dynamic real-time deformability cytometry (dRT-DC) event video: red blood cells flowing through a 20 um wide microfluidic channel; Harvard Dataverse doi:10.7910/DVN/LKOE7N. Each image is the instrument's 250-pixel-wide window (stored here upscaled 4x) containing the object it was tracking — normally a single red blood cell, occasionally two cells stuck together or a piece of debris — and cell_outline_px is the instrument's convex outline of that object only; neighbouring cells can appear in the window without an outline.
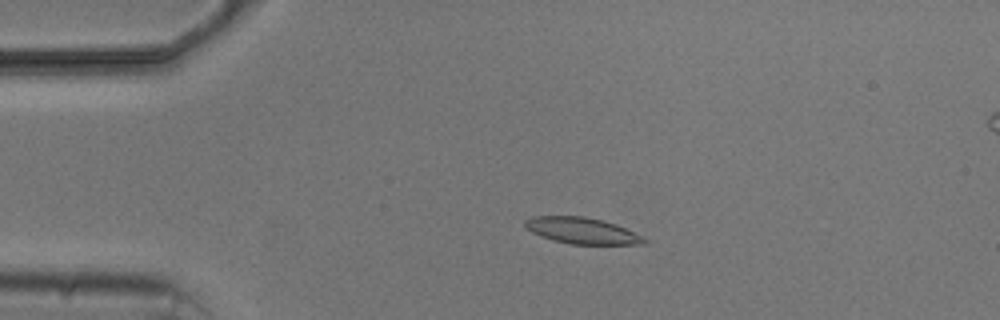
{"species": "common noctule bat (a hibernating species)", "species_latin": "Nyctalus noctula", "temperature_condition": "cold", "stored_images_in_passage": 4, "camera_frame_rate_fps": 3000, "um_per_image_px": 0.085, "animal": {"sex": "male", "body_mass_g": 20.5, "forearm_length_mm": 52.5}, "frame": {"image": 1, "passage_image": 1, "time_ms": 0.0, "image_size_px": [1000, 320], "cell_outline_px": [[648, 244], [572, 244], [552, 240], [540, 236], [532, 232], [524, 224], [524, 220], [532, 216], [584, 216], [604, 220], [616, 224], [644, 236], [648, 240]], "centroid_in_image_um": [49.51, 19.6], "position_along_channel_um": 35.5, "area_um2": 18.38}}